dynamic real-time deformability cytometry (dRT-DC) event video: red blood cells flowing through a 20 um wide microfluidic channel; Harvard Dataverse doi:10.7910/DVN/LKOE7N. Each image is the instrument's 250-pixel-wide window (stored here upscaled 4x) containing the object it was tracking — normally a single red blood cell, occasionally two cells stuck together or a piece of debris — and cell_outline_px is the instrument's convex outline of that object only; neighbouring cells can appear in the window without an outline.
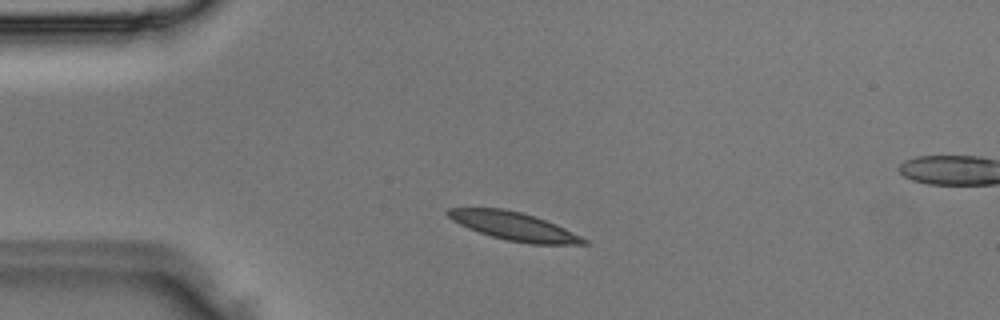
{"species": "Egyptian fruit bat (a non-hibernating species)", "species_latin": "Rousettus aegyptiacus", "temperature_condition": "room temperature", "stored_images_in_passage": 3, "camera_frame_rate_fps": 3000, "um_per_image_px": 0.085, "animal": {"sex": "male"}, "frame": {"image": 1, "passage_image": 2, "time_ms": 0.333, "image_size_px": [1000, 320], "cell_outline_px": [[588, 244], [532, 244], [508, 240], [492, 236], [468, 228], [452, 220], [444, 212], [448, 208], [504, 208], [520, 212], [556, 224], [588, 240]], "centroid_in_image_um": [43.66, 19.22], "position_along_channel_um": 41.3, "area_um2": 21.96}}